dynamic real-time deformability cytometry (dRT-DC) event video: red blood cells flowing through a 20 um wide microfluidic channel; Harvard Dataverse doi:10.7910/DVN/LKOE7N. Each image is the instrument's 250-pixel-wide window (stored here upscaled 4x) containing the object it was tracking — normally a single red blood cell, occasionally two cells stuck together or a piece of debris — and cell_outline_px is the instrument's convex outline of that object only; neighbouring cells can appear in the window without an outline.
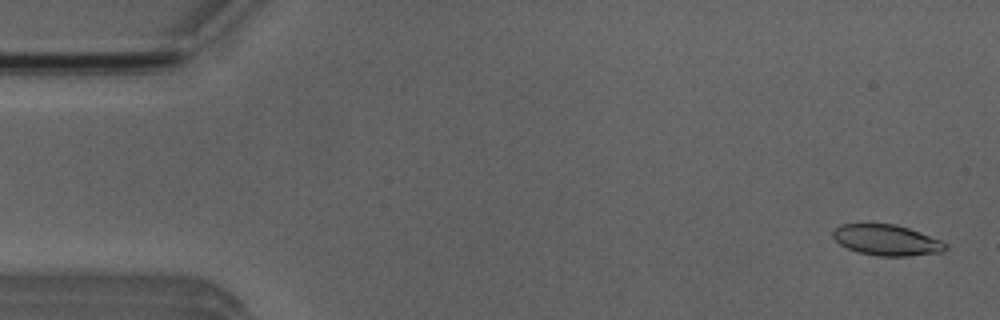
{"species": "Egyptian fruit bat (a non-hibernating species)", "species_latin": "Rousettus aegyptiacus", "temperature_condition": "room temperature", "stored_images_in_passage": 5, "camera_frame_rate_fps": 3000, "um_per_image_px": 0.085, "animal": {"sex": "male"}, "frame": {"image": 1, "passage_image": 1, "time_ms": 0.0, "image_size_px": [1000, 320], "cell_outline_px": [[948, 248], [944, 252], [908, 256], [876, 256], [856, 252], [840, 244], [832, 236], [832, 232], [840, 224], [896, 224], [920, 232], [940, 240], [948, 244]], "centroid_in_image_um": [75.38, 20.42], "position_along_channel_um": 9.6, "area_um2": 20.29}}
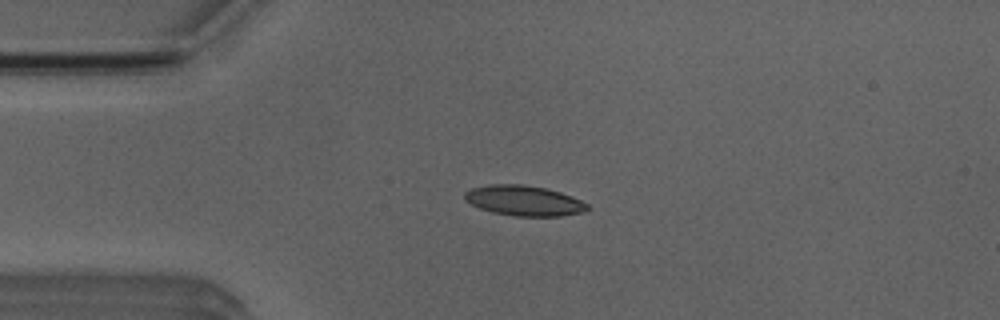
{"frame": {"image": 2, "passage_image": 4, "time_ms": 3.333, "image_size_px": [1000, 320], "cell_outline_px": [[588, 212], [560, 216], [516, 216], [492, 212], [480, 208], [464, 200], [464, 192], [472, 188], [488, 184], [524, 184], [544, 188], [560, 192], [572, 196], [588, 204]], "centroid_in_image_um": [44.55, 17.05], "position_along_channel_um": 40.5, "area_um2": 21.73}}